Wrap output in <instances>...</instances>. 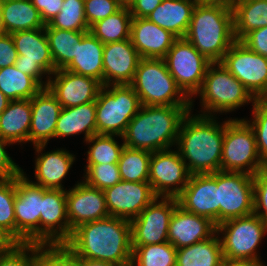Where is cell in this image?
<instances>
[{
    "instance_id": "cell-19",
    "label": "cell",
    "mask_w": 267,
    "mask_h": 266,
    "mask_svg": "<svg viewBox=\"0 0 267 266\" xmlns=\"http://www.w3.org/2000/svg\"><path fill=\"white\" fill-rule=\"evenodd\" d=\"M177 200L185 211L209 218L219 225L217 172L191 175Z\"/></svg>"
},
{
    "instance_id": "cell-12",
    "label": "cell",
    "mask_w": 267,
    "mask_h": 266,
    "mask_svg": "<svg viewBox=\"0 0 267 266\" xmlns=\"http://www.w3.org/2000/svg\"><path fill=\"white\" fill-rule=\"evenodd\" d=\"M219 224L254 213L253 176L245 172L217 171Z\"/></svg>"
},
{
    "instance_id": "cell-46",
    "label": "cell",
    "mask_w": 267,
    "mask_h": 266,
    "mask_svg": "<svg viewBox=\"0 0 267 266\" xmlns=\"http://www.w3.org/2000/svg\"><path fill=\"white\" fill-rule=\"evenodd\" d=\"M254 183V213L267 223V166H263L253 175ZM263 208V212L259 210Z\"/></svg>"
},
{
    "instance_id": "cell-58",
    "label": "cell",
    "mask_w": 267,
    "mask_h": 266,
    "mask_svg": "<svg viewBox=\"0 0 267 266\" xmlns=\"http://www.w3.org/2000/svg\"><path fill=\"white\" fill-rule=\"evenodd\" d=\"M2 2L3 0H0V36L6 34L5 27L3 24V19H2Z\"/></svg>"
},
{
    "instance_id": "cell-45",
    "label": "cell",
    "mask_w": 267,
    "mask_h": 266,
    "mask_svg": "<svg viewBox=\"0 0 267 266\" xmlns=\"http://www.w3.org/2000/svg\"><path fill=\"white\" fill-rule=\"evenodd\" d=\"M118 0H84V11L88 27L119 11Z\"/></svg>"
},
{
    "instance_id": "cell-26",
    "label": "cell",
    "mask_w": 267,
    "mask_h": 266,
    "mask_svg": "<svg viewBox=\"0 0 267 266\" xmlns=\"http://www.w3.org/2000/svg\"><path fill=\"white\" fill-rule=\"evenodd\" d=\"M103 49L104 44L88 31L75 44L74 58L64 69L92 77L103 86Z\"/></svg>"
},
{
    "instance_id": "cell-1",
    "label": "cell",
    "mask_w": 267,
    "mask_h": 266,
    "mask_svg": "<svg viewBox=\"0 0 267 266\" xmlns=\"http://www.w3.org/2000/svg\"><path fill=\"white\" fill-rule=\"evenodd\" d=\"M62 247L74 258L101 260L114 266L129 264L132 258L131 223L109 216L81 224Z\"/></svg>"
},
{
    "instance_id": "cell-41",
    "label": "cell",
    "mask_w": 267,
    "mask_h": 266,
    "mask_svg": "<svg viewBox=\"0 0 267 266\" xmlns=\"http://www.w3.org/2000/svg\"><path fill=\"white\" fill-rule=\"evenodd\" d=\"M16 177L0 179V226L4 227L15 237Z\"/></svg>"
},
{
    "instance_id": "cell-24",
    "label": "cell",
    "mask_w": 267,
    "mask_h": 266,
    "mask_svg": "<svg viewBox=\"0 0 267 266\" xmlns=\"http://www.w3.org/2000/svg\"><path fill=\"white\" fill-rule=\"evenodd\" d=\"M214 233H217L216 224L209 218L187 212L178 205L169 222L168 242L179 249L210 238Z\"/></svg>"
},
{
    "instance_id": "cell-4",
    "label": "cell",
    "mask_w": 267,
    "mask_h": 266,
    "mask_svg": "<svg viewBox=\"0 0 267 266\" xmlns=\"http://www.w3.org/2000/svg\"><path fill=\"white\" fill-rule=\"evenodd\" d=\"M184 38L210 62H220L236 41L232 9L196 4Z\"/></svg>"
},
{
    "instance_id": "cell-10",
    "label": "cell",
    "mask_w": 267,
    "mask_h": 266,
    "mask_svg": "<svg viewBox=\"0 0 267 266\" xmlns=\"http://www.w3.org/2000/svg\"><path fill=\"white\" fill-rule=\"evenodd\" d=\"M220 62L255 99H267V57L235 41Z\"/></svg>"
},
{
    "instance_id": "cell-20",
    "label": "cell",
    "mask_w": 267,
    "mask_h": 266,
    "mask_svg": "<svg viewBox=\"0 0 267 266\" xmlns=\"http://www.w3.org/2000/svg\"><path fill=\"white\" fill-rule=\"evenodd\" d=\"M69 238L72 231L87 222L105 219L110 216L103 190L78 183L66 193Z\"/></svg>"
},
{
    "instance_id": "cell-38",
    "label": "cell",
    "mask_w": 267,
    "mask_h": 266,
    "mask_svg": "<svg viewBox=\"0 0 267 266\" xmlns=\"http://www.w3.org/2000/svg\"><path fill=\"white\" fill-rule=\"evenodd\" d=\"M176 252L170 242L132 246L131 263L134 266H176Z\"/></svg>"
},
{
    "instance_id": "cell-8",
    "label": "cell",
    "mask_w": 267,
    "mask_h": 266,
    "mask_svg": "<svg viewBox=\"0 0 267 266\" xmlns=\"http://www.w3.org/2000/svg\"><path fill=\"white\" fill-rule=\"evenodd\" d=\"M217 65L218 68H212ZM204 109L213 112H227L236 109L255 98L221 62H211L206 70L201 89Z\"/></svg>"
},
{
    "instance_id": "cell-43",
    "label": "cell",
    "mask_w": 267,
    "mask_h": 266,
    "mask_svg": "<svg viewBox=\"0 0 267 266\" xmlns=\"http://www.w3.org/2000/svg\"><path fill=\"white\" fill-rule=\"evenodd\" d=\"M85 183L88 186L104 190L120 182L118 164H88Z\"/></svg>"
},
{
    "instance_id": "cell-47",
    "label": "cell",
    "mask_w": 267,
    "mask_h": 266,
    "mask_svg": "<svg viewBox=\"0 0 267 266\" xmlns=\"http://www.w3.org/2000/svg\"><path fill=\"white\" fill-rule=\"evenodd\" d=\"M35 266H76V259L63 247H49L39 253Z\"/></svg>"
},
{
    "instance_id": "cell-56",
    "label": "cell",
    "mask_w": 267,
    "mask_h": 266,
    "mask_svg": "<svg viewBox=\"0 0 267 266\" xmlns=\"http://www.w3.org/2000/svg\"><path fill=\"white\" fill-rule=\"evenodd\" d=\"M76 266H114L108 262L86 258H75Z\"/></svg>"
},
{
    "instance_id": "cell-25",
    "label": "cell",
    "mask_w": 267,
    "mask_h": 266,
    "mask_svg": "<svg viewBox=\"0 0 267 266\" xmlns=\"http://www.w3.org/2000/svg\"><path fill=\"white\" fill-rule=\"evenodd\" d=\"M130 39L141 58L164 59L178 38L147 18L133 17Z\"/></svg>"
},
{
    "instance_id": "cell-57",
    "label": "cell",
    "mask_w": 267,
    "mask_h": 266,
    "mask_svg": "<svg viewBox=\"0 0 267 266\" xmlns=\"http://www.w3.org/2000/svg\"><path fill=\"white\" fill-rule=\"evenodd\" d=\"M10 100L0 91V114L7 108Z\"/></svg>"
},
{
    "instance_id": "cell-49",
    "label": "cell",
    "mask_w": 267,
    "mask_h": 266,
    "mask_svg": "<svg viewBox=\"0 0 267 266\" xmlns=\"http://www.w3.org/2000/svg\"><path fill=\"white\" fill-rule=\"evenodd\" d=\"M7 144L11 142L3 139L0 136V179H12L19 176L22 170L12 161L5 151Z\"/></svg>"
},
{
    "instance_id": "cell-27",
    "label": "cell",
    "mask_w": 267,
    "mask_h": 266,
    "mask_svg": "<svg viewBox=\"0 0 267 266\" xmlns=\"http://www.w3.org/2000/svg\"><path fill=\"white\" fill-rule=\"evenodd\" d=\"M195 6L194 0H163L147 19L177 38H184Z\"/></svg>"
},
{
    "instance_id": "cell-18",
    "label": "cell",
    "mask_w": 267,
    "mask_h": 266,
    "mask_svg": "<svg viewBox=\"0 0 267 266\" xmlns=\"http://www.w3.org/2000/svg\"><path fill=\"white\" fill-rule=\"evenodd\" d=\"M66 193L67 191L63 189L42 187L40 216V225H42L40 226V245L42 246L62 247L69 240ZM62 220L64 221L61 222ZM56 224L60 232L54 228Z\"/></svg>"
},
{
    "instance_id": "cell-9",
    "label": "cell",
    "mask_w": 267,
    "mask_h": 266,
    "mask_svg": "<svg viewBox=\"0 0 267 266\" xmlns=\"http://www.w3.org/2000/svg\"><path fill=\"white\" fill-rule=\"evenodd\" d=\"M226 231L220 239L224 259L259 260L255 254L267 223L255 213L227 220L216 226V232Z\"/></svg>"
},
{
    "instance_id": "cell-48",
    "label": "cell",
    "mask_w": 267,
    "mask_h": 266,
    "mask_svg": "<svg viewBox=\"0 0 267 266\" xmlns=\"http://www.w3.org/2000/svg\"><path fill=\"white\" fill-rule=\"evenodd\" d=\"M240 42L249 50L267 57V26L250 31Z\"/></svg>"
},
{
    "instance_id": "cell-36",
    "label": "cell",
    "mask_w": 267,
    "mask_h": 266,
    "mask_svg": "<svg viewBox=\"0 0 267 266\" xmlns=\"http://www.w3.org/2000/svg\"><path fill=\"white\" fill-rule=\"evenodd\" d=\"M132 15L128 7L93 24L89 32L103 44L130 39Z\"/></svg>"
},
{
    "instance_id": "cell-52",
    "label": "cell",
    "mask_w": 267,
    "mask_h": 266,
    "mask_svg": "<svg viewBox=\"0 0 267 266\" xmlns=\"http://www.w3.org/2000/svg\"><path fill=\"white\" fill-rule=\"evenodd\" d=\"M163 0H135L129 7L132 17L147 18Z\"/></svg>"
},
{
    "instance_id": "cell-29",
    "label": "cell",
    "mask_w": 267,
    "mask_h": 266,
    "mask_svg": "<svg viewBox=\"0 0 267 266\" xmlns=\"http://www.w3.org/2000/svg\"><path fill=\"white\" fill-rule=\"evenodd\" d=\"M85 131V140L96 134V104L62 107L55 128V137L79 134Z\"/></svg>"
},
{
    "instance_id": "cell-42",
    "label": "cell",
    "mask_w": 267,
    "mask_h": 266,
    "mask_svg": "<svg viewBox=\"0 0 267 266\" xmlns=\"http://www.w3.org/2000/svg\"><path fill=\"white\" fill-rule=\"evenodd\" d=\"M253 102L255 118L250 126L255 133L259 157L267 166V99H255Z\"/></svg>"
},
{
    "instance_id": "cell-28",
    "label": "cell",
    "mask_w": 267,
    "mask_h": 266,
    "mask_svg": "<svg viewBox=\"0 0 267 266\" xmlns=\"http://www.w3.org/2000/svg\"><path fill=\"white\" fill-rule=\"evenodd\" d=\"M31 99L10 101L0 114V136L11 142L29 141Z\"/></svg>"
},
{
    "instance_id": "cell-32",
    "label": "cell",
    "mask_w": 267,
    "mask_h": 266,
    "mask_svg": "<svg viewBox=\"0 0 267 266\" xmlns=\"http://www.w3.org/2000/svg\"><path fill=\"white\" fill-rule=\"evenodd\" d=\"M232 11L236 41L252 30L267 26V0H236Z\"/></svg>"
},
{
    "instance_id": "cell-39",
    "label": "cell",
    "mask_w": 267,
    "mask_h": 266,
    "mask_svg": "<svg viewBox=\"0 0 267 266\" xmlns=\"http://www.w3.org/2000/svg\"><path fill=\"white\" fill-rule=\"evenodd\" d=\"M48 25L62 30L88 32L90 28L85 17L84 0H64L62 9Z\"/></svg>"
},
{
    "instance_id": "cell-53",
    "label": "cell",
    "mask_w": 267,
    "mask_h": 266,
    "mask_svg": "<svg viewBox=\"0 0 267 266\" xmlns=\"http://www.w3.org/2000/svg\"><path fill=\"white\" fill-rule=\"evenodd\" d=\"M20 242L4 227L0 226V254L13 250Z\"/></svg>"
},
{
    "instance_id": "cell-5",
    "label": "cell",
    "mask_w": 267,
    "mask_h": 266,
    "mask_svg": "<svg viewBox=\"0 0 267 266\" xmlns=\"http://www.w3.org/2000/svg\"><path fill=\"white\" fill-rule=\"evenodd\" d=\"M145 106H192L177 85L164 59L141 58L130 84ZM179 94L176 99L175 95ZM175 97V98H173Z\"/></svg>"
},
{
    "instance_id": "cell-7",
    "label": "cell",
    "mask_w": 267,
    "mask_h": 266,
    "mask_svg": "<svg viewBox=\"0 0 267 266\" xmlns=\"http://www.w3.org/2000/svg\"><path fill=\"white\" fill-rule=\"evenodd\" d=\"M245 166L250 167L243 170ZM263 166L257 150L255 133L250 124L244 119L226 121L221 171L245 172L253 176Z\"/></svg>"
},
{
    "instance_id": "cell-37",
    "label": "cell",
    "mask_w": 267,
    "mask_h": 266,
    "mask_svg": "<svg viewBox=\"0 0 267 266\" xmlns=\"http://www.w3.org/2000/svg\"><path fill=\"white\" fill-rule=\"evenodd\" d=\"M151 155L149 151L125 146L117 163L121 179L128 182H148Z\"/></svg>"
},
{
    "instance_id": "cell-51",
    "label": "cell",
    "mask_w": 267,
    "mask_h": 266,
    "mask_svg": "<svg viewBox=\"0 0 267 266\" xmlns=\"http://www.w3.org/2000/svg\"><path fill=\"white\" fill-rule=\"evenodd\" d=\"M64 0H31L43 22L48 24L60 12Z\"/></svg>"
},
{
    "instance_id": "cell-22",
    "label": "cell",
    "mask_w": 267,
    "mask_h": 266,
    "mask_svg": "<svg viewBox=\"0 0 267 266\" xmlns=\"http://www.w3.org/2000/svg\"><path fill=\"white\" fill-rule=\"evenodd\" d=\"M140 60L131 39L104 44L103 86L131 84Z\"/></svg>"
},
{
    "instance_id": "cell-23",
    "label": "cell",
    "mask_w": 267,
    "mask_h": 266,
    "mask_svg": "<svg viewBox=\"0 0 267 266\" xmlns=\"http://www.w3.org/2000/svg\"><path fill=\"white\" fill-rule=\"evenodd\" d=\"M61 109V104L47 87H43L31 99L29 141L33 142L38 153L50 138L55 137L56 123Z\"/></svg>"
},
{
    "instance_id": "cell-17",
    "label": "cell",
    "mask_w": 267,
    "mask_h": 266,
    "mask_svg": "<svg viewBox=\"0 0 267 266\" xmlns=\"http://www.w3.org/2000/svg\"><path fill=\"white\" fill-rule=\"evenodd\" d=\"M103 192L110 216L129 221L136 218L157 198L149 182L121 180L114 186L104 189Z\"/></svg>"
},
{
    "instance_id": "cell-13",
    "label": "cell",
    "mask_w": 267,
    "mask_h": 266,
    "mask_svg": "<svg viewBox=\"0 0 267 266\" xmlns=\"http://www.w3.org/2000/svg\"><path fill=\"white\" fill-rule=\"evenodd\" d=\"M42 186L26 179L23 172L16 177L15 238L20 243L40 245Z\"/></svg>"
},
{
    "instance_id": "cell-14",
    "label": "cell",
    "mask_w": 267,
    "mask_h": 266,
    "mask_svg": "<svg viewBox=\"0 0 267 266\" xmlns=\"http://www.w3.org/2000/svg\"><path fill=\"white\" fill-rule=\"evenodd\" d=\"M11 36L18 53L14 66L33 77L43 87L40 76L56 71L45 29L16 31L11 33Z\"/></svg>"
},
{
    "instance_id": "cell-50",
    "label": "cell",
    "mask_w": 267,
    "mask_h": 266,
    "mask_svg": "<svg viewBox=\"0 0 267 266\" xmlns=\"http://www.w3.org/2000/svg\"><path fill=\"white\" fill-rule=\"evenodd\" d=\"M18 53L11 34L6 33L0 36V68L15 64Z\"/></svg>"
},
{
    "instance_id": "cell-34",
    "label": "cell",
    "mask_w": 267,
    "mask_h": 266,
    "mask_svg": "<svg viewBox=\"0 0 267 266\" xmlns=\"http://www.w3.org/2000/svg\"><path fill=\"white\" fill-rule=\"evenodd\" d=\"M43 87L14 65L0 68V91L10 100L32 99Z\"/></svg>"
},
{
    "instance_id": "cell-40",
    "label": "cell",
    "mask_w": 267,
    "mask_h": 266,
    "mask_svg": "<svg viewBox=\"0 0 267 266\" xmlns=\"http://www.w3.org/2000/svg\"><path fill=\"white\" fill-rule=\"evenodd\" d=\"M112 136L114 135L95 134L86 140L93 143L88 151V164L118 163L125 145L123 143L119 146Z\"/></svg>"
},
{
    "instance_id": "cell-11",
    "label": "cell",
    "mask_w": 267,
    "mask_h": 266,
    "mask_svg": "<svg viewBox=\"0 0 267 266\" xmlns=\"http://www.w3.org/2000/svg\"><path fill=\"white\" fill-rule=\"evenodd\" d=\"M164 60L168 71L186 95H194L201 89L211 63L185 38L174 42Z\"/></svg>"
},
{
    "instance_id": "cell-59",
    "label": "cell",
    "mask_w": 267,
    "mask_h": 266,
    "mask_svg": "<svg viewBox=\"0 0 267 266\" xmlns=\"http://www.w3.org/2000/svg\"><path fill=\"white\" fill-rule=\"evenodd\" d=\"M135 0H118L122 7H130Z\"/></svg>"
},
{
    "instance_id": "cell-2",
    "label": "cell",
    "mask_w": 267,
    "mask_h": 266,
    "mask_svg": "<svg viewBox=\"0 0 267 266\" xmlns=\"http://www.w3.org/2000/svg\"><path fill=\"white\" fill-rule=\"evenodd\" d=\"M189 114L181 122L176 142L180 157L185 164V159H189L186 165L191 175L221 171L225 123L221 127L211 116L189 118Z\"/></svg>"
},
{
    "instance_id": "cell-16",
    "label": "cell",
    "mask_w": 267,
    "mask_h": 266,
    "mask_svg": "<svg viewBox=\"0 0 267 266\" xmlns=\"http://www.w3.org/2000/svg\"><path fill=\"white\" fill-rule=\"evenodd\" d=\"M191 173L187 165L175 151L168 149L153 152L149 162V179L152 190L159 198L174 197L177 198L189 182ZM179 185L172 189L171 185Z\"/></svg>"
},
{
    "instance_id": "cell-33",
    "label": "cell",
    "mask_w": 267,
    "mask_h": 266,
    "mask_svg": "<svg viewBox=\"0 0 267 266\" xmlns=\"http://www.w3.org/2000/svg\"><path fill=\"white\" fill-rule=\"evenodd\" d=\"M220 239L214 236L177 249L176 266H222Z\"/></svg>"
},
{
    "instance_id": "cell-31",
    "label": "cell",
    "mask_w": 267,
    "mask_h": 266,
    "mask_svg": "<svg viewBox=\"0 0 267 266\" xmlns=\"http://www.w3.org/2000/svg\"><path fill=\"white\" fill-rule=\"evenodd\" d=\"M2 19L6 33L45 27L31 0H3Z\"/></svg>"
},
{
    "instance_id": "cell-6",
    "label": "cell",
    "mask_w": 267,
    "mask_h": 266,
    "mask_svg": "<svg viewBox=\"0 0 267 266\" xmlns=\"http://www.w3.org/2000/svg\"><path fill=\"white\" fill-rule=\"evenodd\" d=\"M102 86L96 104V134L122 136L142 106L130 84Z\"/></svg>"
},
{
    "instance_id": "cell-44",
    "label": "cell",
    "mask_w": 267,
    "mask_h": 266,
    "mask_svg": "<svg viewBox=\"0 0 267 266\" xmlns=\"http://www.w3.org/2000/svg\"><path fill=\"white\" fill-rule=\"evenodd\" d=\"M44 246L34 243H20L10 252L0 254V266H35ZM26 251H31V257Z\"/></svg>"
},
{
    "instance_id": "cell-54",
    "label": "cell",
    "mask_w": 267,
    "mask_h": 266,
    "mask_svg": "<svg viewBox=\"0 0 267 266\" xmlns=\"http://www.w3.org/2000/svg\"><path fill=\"white\" fill-rule=\"evenodd\" d=\"M222 266H263L259 260L224 259Z\"/></svg>"
},
{
    "instance_id": "cell-21",
    "label": "cell",
    "mask_w": 267,
    "mask_h": 266,
    "mask_svg": "<svg viewBox=\"0 0 267 266\" xmlns=\"http://www.w3.org/2000/svg\"><path fill=\"white\" fill-rule=\"evenodd\" d=\"M55 80L48 79L44 87L56 97L62 107H74L96 101L102 84L96 79L78 75L66 69L56 70Z\"/></svg>"
},
{
    "instance_id": "cell-30",
    "label": "cell",
    "mask_w": 267,
    "mask_h": 266,
    "mask_svg": "<svg viewBox=\"0 0 267 266\" xmlns=\"http://www.w3.org/2000/svg\"><path fill=\"white\" fill-rule=\"evenodd\" d=\"M72 154L57 150L44 153L36 159L35 176L38 183H33L43 188L63 189L61 180L65 177L73 164Z\"/></svg>"
},
{
    "instance_id": "cell-3",
    "label": "cell",
    "mask_w": 267,
    "mask_h": 266,
    "mask_svg": "<svg viewBox=\"0 0 267 266\" xmlns=\"http://www.w3.org/2000/svg\"><path fill=\"white\" fill-rule=\"evenodd\" d=\"M191 107L142 105L121 136L124 145L151 153L168 149L177 141L181 122Z\"/></svg>"
},
{
    "instance_id": "cell-55",
    "label": "cell",
    "mask_w": 267,
    "mask_h": 266,
    "mask_svg": "<svg viewBox=\"0 0 267 266\" xmlns=\"http://www.w3.org/2000/svg\"><path fill=\"white\" fill-rule=\"evenodd\" d=\"M199 5L220 6L226 8H233L236 0H194Z\"/></svg>"
},
{
    "instance_id": "cell-15",
    "label": "cell",
    "mask_w": 267,
    "mask_h": 266,
    "mask_svg": "<svg viewBox=\"0 0 267 266\" xmlns=\"http://www.w3.org/2000/svg\"><path fill=\"white\" fill-rule=\"evenodd\" d=\"M156 203L155 198L136 218L130 221L132 246H143L168 242L169 222L175 208L179 205L177 198L162 197Z\"/></svg>"
},
{
    "instance_id": "cell-60",
    "label": "cell",
    "mask_w": 267,
    "mask_h": 266,
    "mask_svg": "<svg viewBox=\"0 0 267 266\" xmlns=\"http://www.w3.org/2000/svg\"><path fill=\"white\" fill-rule=\"evenodd\" d=\"M122 266H134L132 263L126 264V265H122Z\"/></svg>"
},
{
    "instance_id": "cell-35",
    "label": "cell",
    "mask_w": 267,
    "mask_h": 266,
    "mask_svg": "<svg viewBox=\"0 0 267 266\" xmlns=\"http://www.w3.org/2000/svg\"><path fill=\"white\" fill-rule=\"evenodd\" d=\"M44 29L55 68L64 69L74 58L75 44L79 43L87 32L51 28L48 24Z\"/></svg>"
}]
</instances>
